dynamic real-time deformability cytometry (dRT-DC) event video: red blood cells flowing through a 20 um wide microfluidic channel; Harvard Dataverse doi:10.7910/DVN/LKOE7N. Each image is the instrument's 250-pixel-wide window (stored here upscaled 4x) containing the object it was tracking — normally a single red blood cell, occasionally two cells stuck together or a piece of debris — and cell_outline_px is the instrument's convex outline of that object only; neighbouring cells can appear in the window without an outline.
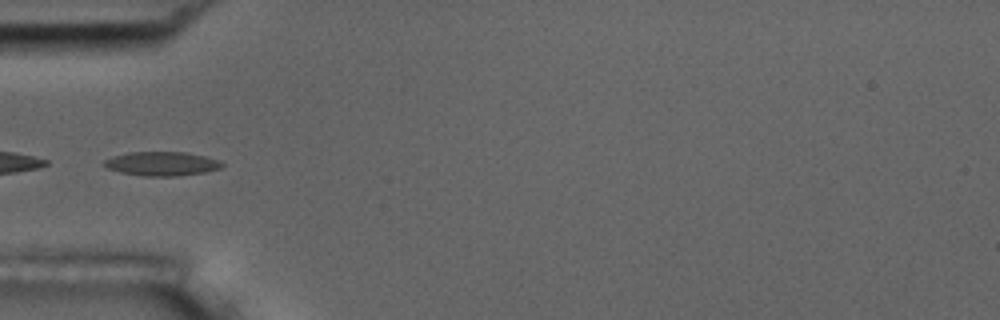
{"species": "common noctule bat (a hibernating species)", "species_latin": "Nyctalus noctula", "temperature_condition": "room temperature", "stored_images_in_passage": 5, "segment_of_instrument_passage": [2, 2], "camera_frame_rate_fps": 3000, "um_per_image_px": 0.085, "animal": {"sex": "male", "body_mass_g": 17.5, "forearm_length_mm": 52.3}, "frame": {"image": 1, "passage_image": 5, "time_ms": 4.667, "image_size_px": [1000, 320], "cell_outline_px": [[224, 164], [220, 168], [204, 172], [176, 176], [140, 176], [120, 172], [108, 168], [100, 164], [104, 160], [112, 156], [128, 152], [184, 152], [204, 156], [220, 160]], "centroid_in_image_um": [13.7, 13.91], "position_along_channel_um": 71.3, "area_um2": 16.59}}